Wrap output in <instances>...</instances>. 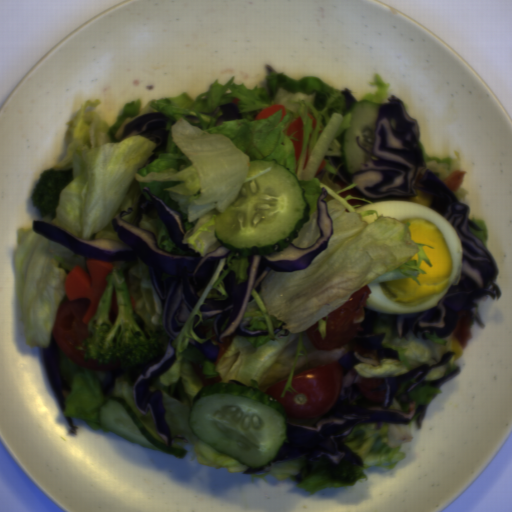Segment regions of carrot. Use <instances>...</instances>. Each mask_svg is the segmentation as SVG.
<instances>
[{
	"instance_id": "obj_1",
	"label": "carrot",
	"mask_w": 512,
	"mask_h": 512,
	"mask_svg": "<svg viewBox=\"0 0 512 512\" xmlns=\"http://www.w3.org/2000/svg\"><path fill=\"white\" fill-rule=\"evenodd\" d=\"M85 264L89 275L79 265L74 266L64 280V288L70 301L79 297L89 300V307L82 319L85 325H89L108 285L107 277L115 268L112 263L90 258L86 259Z\"/></svg>"
},
{
	"instance_id": "obj_2",
	"label": "carrot",
	"mask_w": 512,
	"mask_h": 512,
	"mask_svg": "<svg viewBox=\"0 0 512 512\" xmlns=\"http://www.w3.org/2000/svg\"><path fill=\"white\" fill-rule=\"evenodd\" d=\"M296 132L294 135L293 133ZM286 135L295 137L298 140L290 139L293 144L294 158L296 163L299 162L302 148H303V138H304V127L301 116L299 115L295 119H293L286 131Z\"/></svg>"
},
{
	"instance_id": "obj_8",
	"label": "carrot",
	"mask_w": 512,
	"mask_h": 512,
	"mask_svg": "<svg viewBox=\"0 0 512 512\" xmlns=\"http://www.w3.org/2000/svg\"><path fill=\"white\" fill-rule=\"evenodd\" d=\"M334 183L336 185H338L339 189L347 188L350 185L347 182H342V181H336Z\"/></svg>"
},
{
	"instance_id": "obj_9",
	"label": "carrot",
	"mask_w": 512,
	"mask_h": 512,
	"mask_svg": "<svg viewBox=\"0 0 512 512\" xmlns=\"http://www.w3.org/2000/svg\"><path fill=\"white\" fill-rule=\"evenodd\" d=\"M307 115H308V117L312 121V129H316L317 120L311 114H309L308 112H307Z\"/></svg>"
},
{
	"instance_id": "obj_10",
	"label": "carrot",
	"mask_w": 512,
	"mask_h": 512,
	"mask_svg": "<svg viewBox=\"0 0 512 512\" xmlns=\"http://www.w3.org/2000/svg\"><path fill=\"white\" fill-rule=\"evenodd\" d=\"M240 101H241L240 98L236 97V98H233L231 103H236V105H238Z\"/></svg>"
},
{
	"instance_id": "obj_5",
	"label": "carrot",
	"mask_w": 512,
	"mask_h": 512,
	"mask_svg": "<svg viewBox=\"0 0 512 512\" xmlns=\"http://www.w3.org/2000/svg\"><path fill=\"white\" fill-rule=\"evenodd\" d=\"M309 159H310V149H309V145H306L305 154H304L303 170L306 169Z\"/></svg>"
},
{
	"instance_id": "obj_4",
	"label": "carrot",
	"mask_w": 512,
	"mask_h": 512,
	"mask_svg": "<svg viewBox=\"0 0 512 512\" xmlns=\"http://www.w3.org/2000/svg\"><path fill=\"white\" fill-rule=\"evenodd\" d=\"M342 198H346L348 197L349 195L351 196H355V197H360L361 198V195L359 193H357L353 188L352 189H348L342 193L339 194Z\"/></svg>"
},
{
	"instance_id": "obj_7",
	"label": "carrot",
	"mask_w": 512,
	"mask_h": 512,
	"mask_svg": "<svg viewBox=\"0 0 512 512\" xmlns=\"http://www.w3.org/2000/svg\"><path fill=\"white\" fill-rule=\"evenodd\" d=\"M326 166H327V162L325 160H322L314 175L315 176L319 175L325 169Z\"/></svg>"
},
{
	"instance_id": "obj_3",
	"label": "carrot",
	"mask_w": 512,
	"mask_h": 512,
	"mask_svg": "<svg viewBox=\"0 0 512 512\" xmlns=\"http://www.w3.org/2000/svg\"><path fill=\"white\" fill-rule=\"evenodd\" d=\"M278 111H281V119L279 121V122H281L284 120V118L287 114V109L285 108L284 105L275 104V103L266 107L265 109L261 110L255 120L267 119Z\"/></svg>"
},
{
	"instance_id": "obj_6",
	"label": "carrot",
	"mask_w": 512,
	"mask_h": 512,
	"mask_svg": "<svg viewBox=\"0 0 512 512\" xmlns=\"http://www.w3.org/2000/svg\"><path fill=\"white\" fill-rule=\"evenodd\" d=\"M347 203H348L349 205H352V206H353V205H360V206H362V207H363V206H365V205L367 204V203H366V201H360V200H356V199H352V198H351V199H349V200H347Z\"/></svg>"
}]
</instances>
